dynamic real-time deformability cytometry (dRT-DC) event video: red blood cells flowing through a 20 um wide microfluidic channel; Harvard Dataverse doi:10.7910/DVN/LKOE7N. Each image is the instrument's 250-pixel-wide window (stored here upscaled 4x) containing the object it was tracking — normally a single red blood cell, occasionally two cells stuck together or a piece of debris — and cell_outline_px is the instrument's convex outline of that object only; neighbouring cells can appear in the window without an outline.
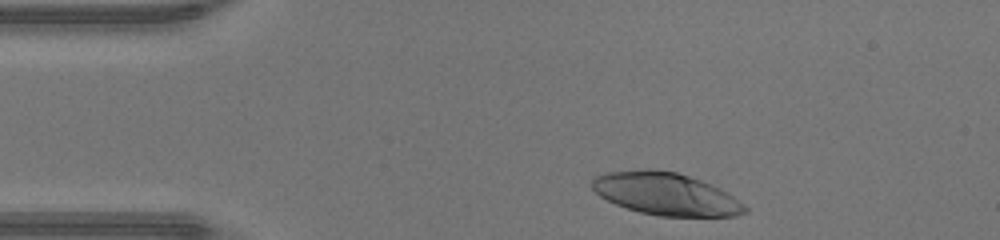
{"species": "human", "species_latin": "Homo sapiens", "temperature_condition": "warm", "stored_images_in_passage": 32, "camera_frame_rate_fps": 3000, "um_per_image_px": 0.085, "donor": {"sex": "male"}, "frame": {"image": 1, "passage_image": 2, "time_ms": 0.333, "image_size_px": [1000, 240], "cell_outline_px": [[748, 212], [736, 216], [660, 216], [640, 212], [616, 204], [600, 196], [592, 188], [592, 176], [604, 172], [648, 168], [652, 168], [676, 172], [700, 180], [720, 188], [728, 192], [744, 204], [748, 208]], "centroid_in_image_um": [56.59, 16.47], "position_along_channel_um": 28.4, "area_um2": 37.97}}
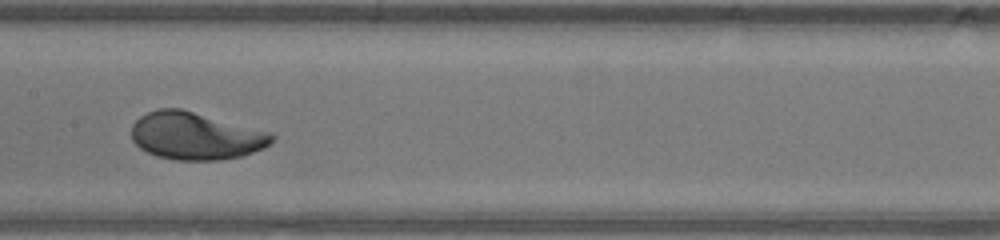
{"frame": {"image": 2, "passage_image": 17, "time_ms": 5.333, "image_size_px": [1000, 240], "cell_outline_px": [[276, 136], [264, 148], [244, 156], [220, 160], [176, 160], [156, 156], [140, 148], [132, 140], [132, 124], [140, 116], [156, 108], [180, 108], [272, 132]], "centroid_in_image_um": [16.64, 11.55], "position_along_channel_um": 190.8, "area_um2": 39.02}}
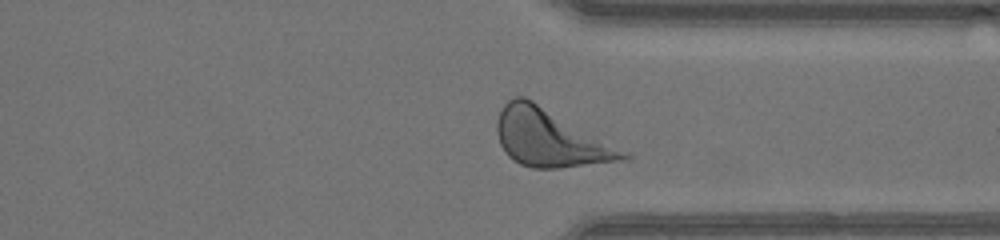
{"frame": {"image": 3, "passage_image": 29, "time_ms": 9.333, "image_size_px": [1000, 240], "cell_outline_px": [[632, 156], [624, 160], [560, 168], [532, 168], [520, 164], [508, 156], [500, 144], [496, 132], [496, 124], [500, 112], [504, 104], [508, 100], [516, 96], [524, 96], [532, 100]], "centroid_in_image_um": [46.67, 11.75], "position_along_channel_um": 364.7, "area_um2": 41.04}, "authors_computed_cell_mechanics": {"area_um2": 38.4081, "velocity_mm_per_s": 4.3759, "shape_relaxation_time_tau1_ms": 3.4291, "shape_relaxation_time_tau2_ms": null, "deformation_change_tau1": 0.2329, "deformation_change_tau2": null}}